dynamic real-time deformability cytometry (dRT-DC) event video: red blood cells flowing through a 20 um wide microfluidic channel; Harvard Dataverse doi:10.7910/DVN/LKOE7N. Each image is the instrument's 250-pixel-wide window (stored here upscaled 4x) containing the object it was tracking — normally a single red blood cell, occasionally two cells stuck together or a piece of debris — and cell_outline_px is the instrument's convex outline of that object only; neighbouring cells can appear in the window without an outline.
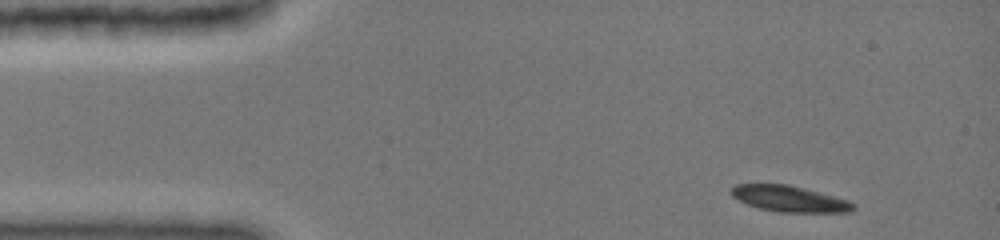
{"species": "common noctule bat (a hibernating species)", "species_latin": "Nyctalus noctula", "temperature_condition": "cold", "stored_images_in_passage": 11, "camera_frame_rate_fps": 3000, "um_per_image_px": 0.085, "animal": {"sex": "female", "body_mass_g": 19.0, "forearm_length_mm": 51.5}, "frame": {"image": 1, "passage_image": 1, "time_ms": 0.0, "image_size_px": [1000, 240], "cell_outline_px": [[856, 208], [852, 212], [780, 212], [760, 208], [748, 204], [732, 196], [732, 188], [736, 184], [788, 184], [804, 188], [848, 200], [856, 204]], "centroid_in_image_um": [67.16, 16.9], "position_along_channel_um": 17.8, "area_um2": 18.32}}
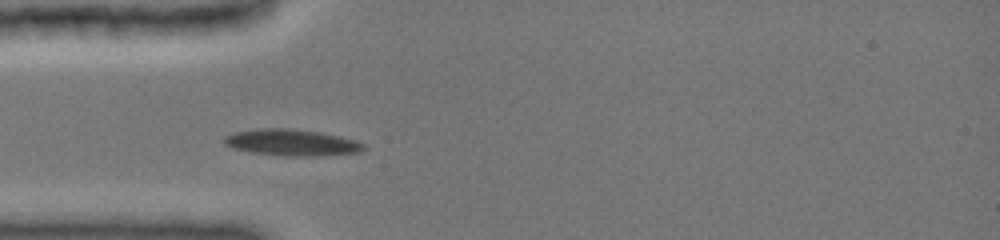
{"frame": {"image": 2, "passage_image": 7, "time_ms": 3.0, "image_size_px": [1000, 240], "cell_outline_px": [[368, 148], [360, 152], [316, 156], [284, 156], [252, 152], [232, 148], [224, 144], [224, 136], [232, 132], [260, 128], [288, 128], [320, 132], [340, 136], [356, 140], [364, 144]], "centroid_in_image_um": [24.8, 12.11], "position_along_channel_um": 60.2, "area_um2": 21.68}}
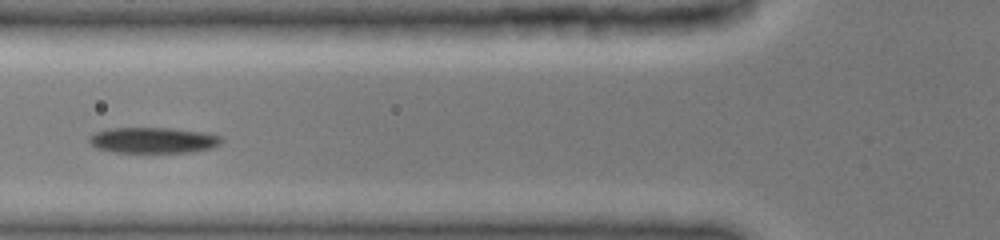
{"frame": {"image": 3, "passage_image": 10, "time_ms": 4.333, "image_size_px": [1000, 240], "cell_outline_px": [[224, 140], [220, 144], [212, 148], [192, 152], [112, 152], [96, 148], [88, 140], [88, 136], [96, 132], [108, 128], [172, 128], [204, 132], [220, 136]], "centroid_in_image_um": [13.02, 11.92], "position_along_channel_um": 112.8, "area_um2": 20.0}}